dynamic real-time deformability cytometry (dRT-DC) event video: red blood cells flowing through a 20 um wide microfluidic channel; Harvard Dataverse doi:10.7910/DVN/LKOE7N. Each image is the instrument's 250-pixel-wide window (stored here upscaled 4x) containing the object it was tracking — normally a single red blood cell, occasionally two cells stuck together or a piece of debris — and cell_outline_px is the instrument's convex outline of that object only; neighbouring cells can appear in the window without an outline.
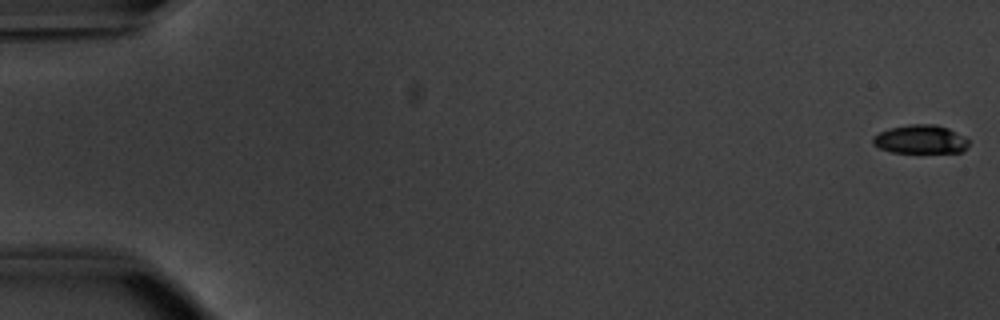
{"species": "common noctule bat (a hibernating species)", "species_latin": "Nyctalus noctula", "temperature_condition": "warm", "stored_images_in_passage": 54, "camera_frame_rate_fps": 3000, "um_per_image_px": 0.085, "animal": {"sex": "male", "body_mass_g": 20.1, "forearm_length_mm": 53.5}, "frame": {"image": 1, "passage_image": 1, "time_ms": 0.0, "image_size_px": [1000, 320], "cell_outline_px": [[968, 144], [960, 152], [892, 152], [880, 148], [872, 144], [872, 136], [888, 128], [908, 124], [936, 124], [948, 128], [968, 140]], "centroid_in_image_um": [78.17, 11.83], "position_along_channel_um": 6.8, "area_um2": 15.84}}
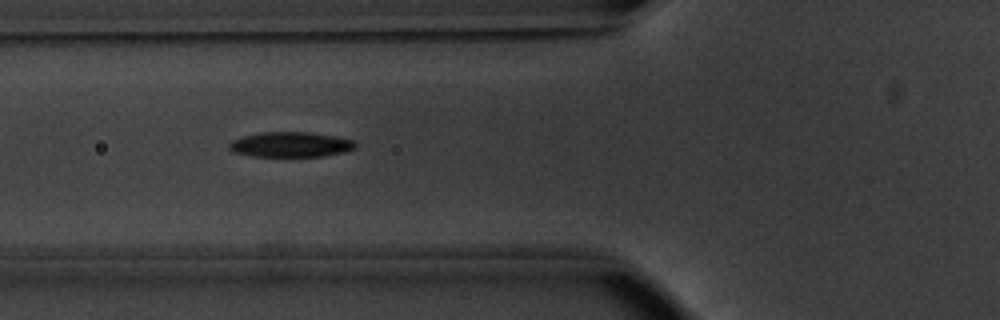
{"frame": {"image": 2, "passage_image": 21, "time_ms": 6.667, "image_size_px": [1000, 320], "cell_outline_px": [[356, 148], [344, 152], [324, 156], [252, 156], [232, 152], [228, 148], [228, 144], [232, 140], [244, 136], [260, 132], [312, 132], [352, 140], [356, 144]], "centroid_in_image_um": [24.67, 12.28], "position_along_channel_um": 101.1, "area_um2": 18.44}}
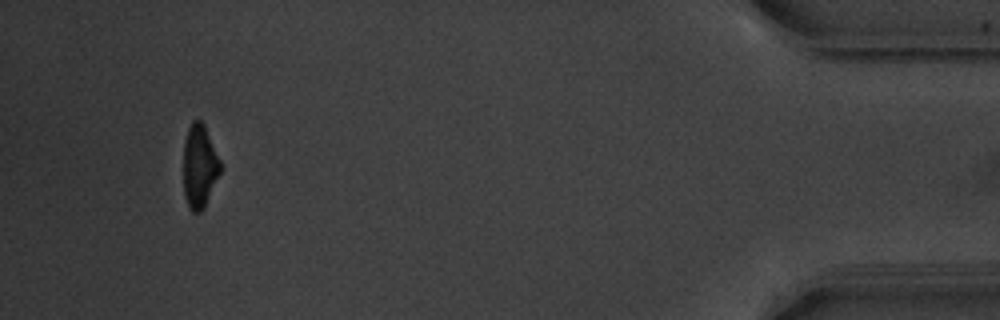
{"frame": {"image": 3, "passage_image": 51, "time_ms": 16.667, "image_size_px": [1000, 320], "cell_outline_px": [[220, 172], [204, 208], [200, 212], [192, 212], [188, 208], [184, 196], [184, 140], [188, 128], [192, 120], [200, 120], [204, 124], [220, 160]], "centroid_in_image_um": [16.94, 14.14], "position_along_channel_um": 418.3, "area_um2": 17.86}, "authors_computed_cell_mechanics": {"area_um2": 18.5827, "velocity_mm_per_s": 3.8336, "shape_relaxation_time_tau1_ms": 2.6862, "shape_relaxation_time_tau2_ms": 4.9604, "deformation_change_tau1": 0.1549, "deformation_change_tau2": 0.1039}}